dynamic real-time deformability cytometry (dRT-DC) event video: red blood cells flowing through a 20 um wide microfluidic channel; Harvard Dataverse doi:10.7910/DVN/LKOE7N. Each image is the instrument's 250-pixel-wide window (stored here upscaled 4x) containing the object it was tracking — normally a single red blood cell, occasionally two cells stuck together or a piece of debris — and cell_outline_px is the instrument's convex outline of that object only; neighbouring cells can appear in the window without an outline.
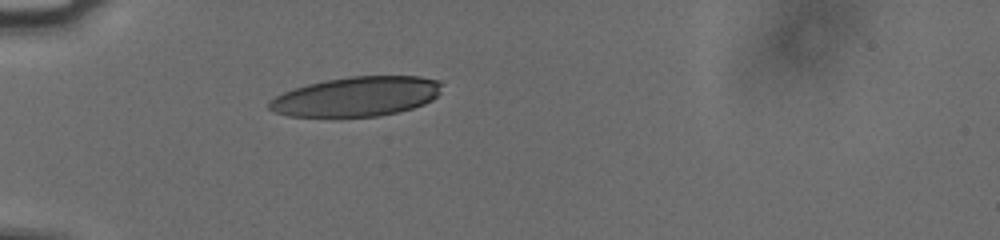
{"species": "human", "species_latin": "Homo sapiens", "temperature_condition": "cold", "stored_images_in_passage": 39, "camera_frame_rate_fps": 3000, "um_per_image_px": 0.085, "donor": {"sex": "male"}, "frame": {"image": 1, "passage_image": 1, "time_ms": 0.0, "image_size_px": [1000, 240], "cell_outline_px": [[440, 92], [432, 100], [424, 104], [412, 108], [396, 112], [376, 116], [288, 116], [272, 112], [268, 108], [268, 100], [292, 88], [324, 80], [352, 76], [420, 76], [440, 80]], "centroid_in_image_um": [30.27, 8.19], "position_along_channel_um": 54.7, "area_um2": 39.82}}
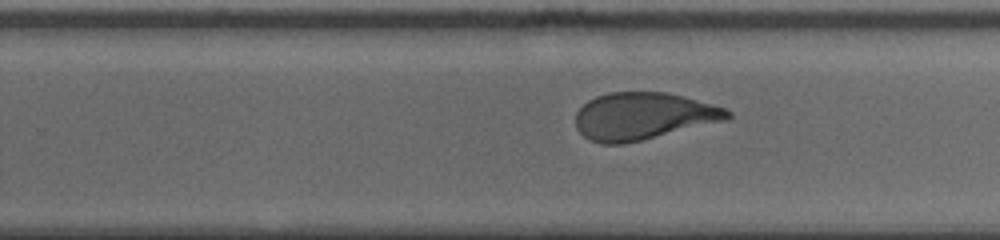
{"frame": {"image": 2, "passage_image": 20, "time_ms": 6.333, "image_size_px": [1000, 240], "cell_outline_px": [[732, 116], [728, 120], [624, 144], [600, 144], [588, 140], [576, 128], [576, 112], [588, 100], [596, 96], [608, 92], [664, 92], [684, 96], [712, 104], [724, 108], [732, 112]], "centroid_in_image_um": [54.67, 9.88], "position_along_channel_um": 275.1, "area_um2": 41.91}}
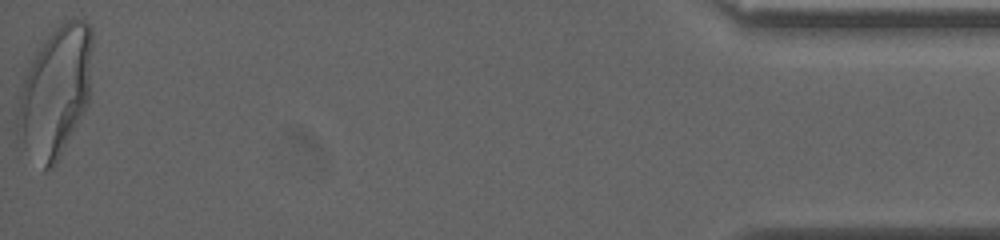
{"frame": {"image": 3, "passage_image": 39, "time_ms": 12.667, "image_size_px": [1000, 240], "cell_outline_px": [[92, 44], [88, 104], [56, 164], [52, 168], [44, 172], [16, 136], [16, 132], [20, 92], [24, 68], [44, 40], [60, 24], [72, 16], [84, 20], [92, 28]], "centroid_in_image_um": [4.69, 7.79], "position_along_channel_um": 430.5, "area_um2": 57.16}, "authors_computed_cell_mechanics": {"area_um2": 43.2344, "velocity_mm_per_s": 3.7686, "shape_relaxation_time_tau1_ms": 5.3778, "shape_relaxation_time_tau2_ms": 1.0504, "deformation_change_tau1": 0.1877, "deformation_change_tau2": 0.0818}}